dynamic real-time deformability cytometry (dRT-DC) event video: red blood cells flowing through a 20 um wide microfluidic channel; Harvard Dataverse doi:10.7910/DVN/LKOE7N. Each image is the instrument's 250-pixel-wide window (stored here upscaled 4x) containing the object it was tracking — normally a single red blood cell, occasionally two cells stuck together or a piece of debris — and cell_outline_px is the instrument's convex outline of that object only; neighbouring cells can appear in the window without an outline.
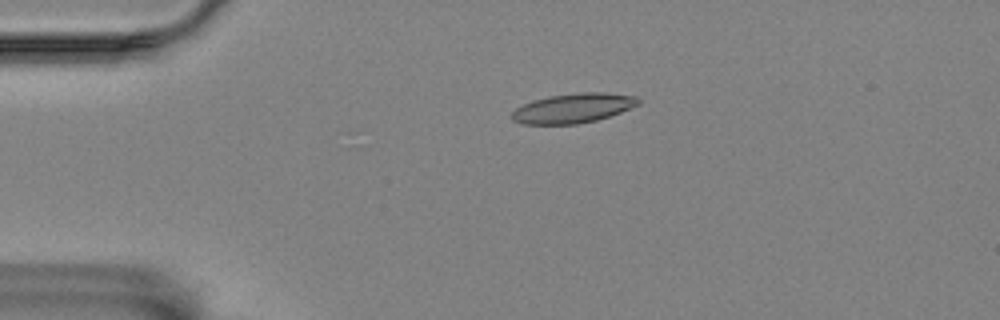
{"species": "Egyptian fruit bat (a non-hibernating species)", "species_latin": "Rousettus aegyptiacus", "temperature_condition": "room temperature", "stored_images_in_passage": 33, "camera_frame_rate_fps": 3000, "um_per_image_px": 0.085, "animal": {"sex": "female"}, "frame": {"image": 1, "passage_image": 13, "time_ms": 4.0, "image_size_px": [1000, 320], "cell_outline_px": [[640, 104], [620, 112], [596, 120], [576, 124], [524, 124], [512, 120], [512, 112], [516, 108], [532, 100], [548, 96], [580, 92], [604, 92], [636, 96], [640, 100]], "centroid_in_image_um": [48.72, 9.18], "position_along_channel_um": 36.3, "area_um2": 21.73}}
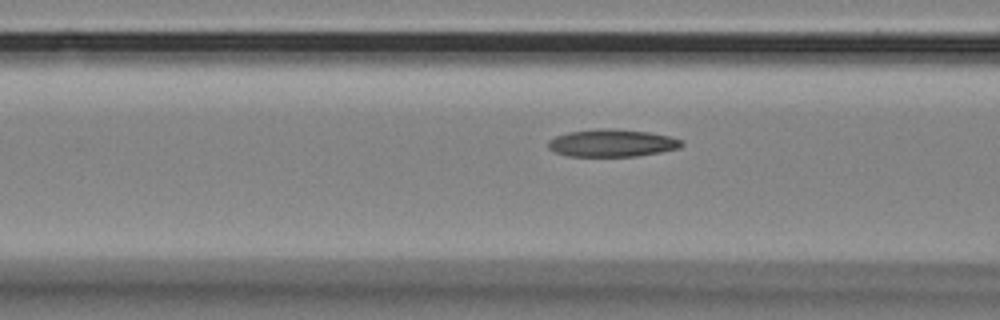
{"frame": {"image": 2, "passage_image": 23, "time_ms": 7.333, "image_size_px": [1000, 320], "cell_outline_px": [[684, 144], [680, 148], [660, 152], [636, 156], [568, 156], [556, 152], [548, 148], [548, 140], [556, 136], [568, 132], [600, 128], [612, 128], [648, 132], [668, 136], [680, 140]], "centroid_in_image_um": [52.0, 12.15], "position_along_channel_um": 114.6, "area_um2": 21.27}}
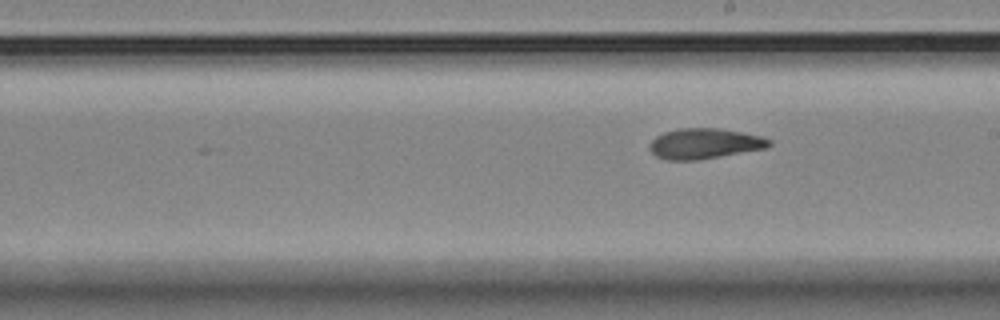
{"frame": {"image": 3, "passage_image": 33, "time_ms": 10.667, "image_size_px": [1000, 320], "cell_outline_px": [[772, 144], [764, 148], [696, 160], [668, 160], [656, 156], [648, 148], [648, 144], [656, 136], [664, 132], [680, 128], [720, 128], [760, 136], [772, 140]], "centroid_in_image_um": [59.83, 12.2], "position_along_channel_um": 229.2, "area_um2": 20.98}}